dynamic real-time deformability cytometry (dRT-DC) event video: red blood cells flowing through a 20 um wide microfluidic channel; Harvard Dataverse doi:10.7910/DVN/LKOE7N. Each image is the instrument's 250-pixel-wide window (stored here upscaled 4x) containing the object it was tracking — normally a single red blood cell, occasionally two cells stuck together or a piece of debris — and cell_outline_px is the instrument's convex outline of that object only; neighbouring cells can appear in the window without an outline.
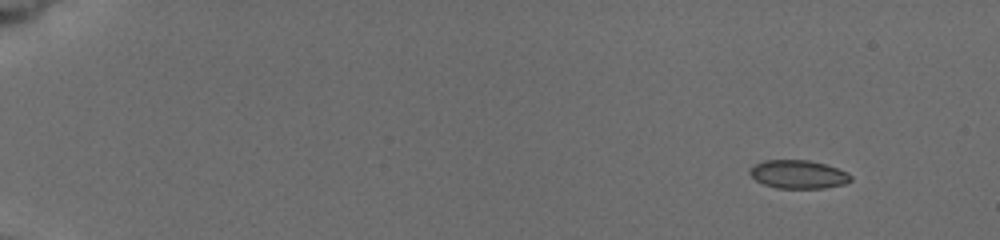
{"species": "common noctule bat (a hibernating species)", "species_latin": "Nyctalus noctula", "temperature_condition": "cold", "stored_images_in_passage": 10, "camera_frame_rate_fps": 3000, "um_per_image_px": 0.085, "animal": {"sex": "female", "body_mass_g": 19.5, "forearm_length_mm": 54.1}, "frame": {"image": 1, "passage_image": 1, "time_ms": 0.0, "image_size_px": [1000, 240], "cell_outline_px": [[852, 180], [844, 184], [824, 188], [776, 188], [764, 184], [756, 180], [748, 172], [756, 164], [764, 160], [808, 160], [824, 164], [848, 172], [852, 176]], "centroid_in_image_um": [67.87, 14.82], "position_along_channel_um": 17.1, "area_um2": 16.59}}
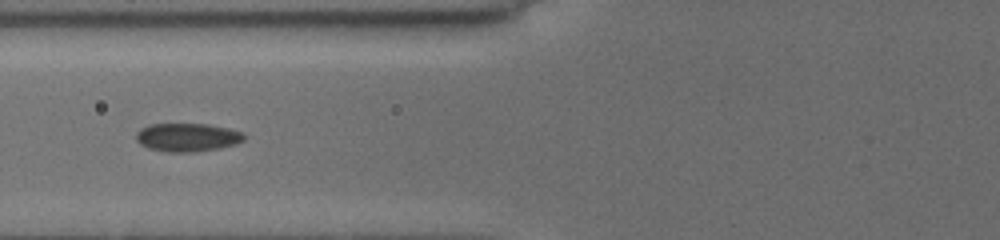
{"frame": {"image": 2, "passage_image": 7, "time_ms": 6.333, "image_size_px": [1000, 240], "cell_outline_px": [[244, 140], [236, 144], [220, 148], [196, 152], [168, 152], [148, 148], [140, 144], [136, 140], [136, 132], [140, 128], [148, 124], [208, 124], [228, 128], [240, 132], [244, 136]], "centroid_in_image_um": [15.89, 11.67], "position_along_channel_um": 109.9, "area_um2": 17.92}}
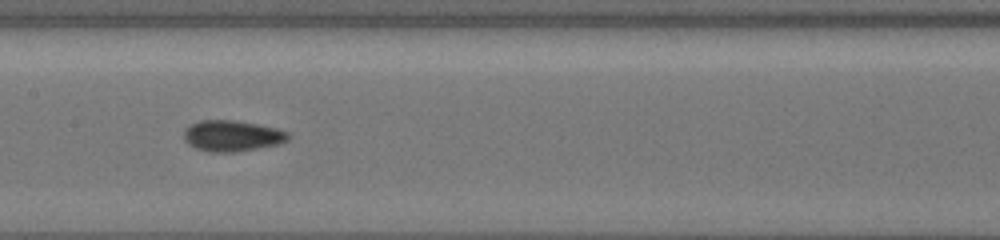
{"frame": {"image": 3, "passage_image": 9, "time_ms": 8.333, "image_size_px": [1000, 240], "cell_outline_px": [[288, 140], [276, 144], [236, 152], [208, 152], [196, 148], [188, 144], [184, 140], [184, 128], [200, 120], [236, 120], [276, 128], [288, 132]], "centroid_in_image_um": [19.68, 11.54], "position_along_channel_um": 187.7, "area_um2": 18.73}}